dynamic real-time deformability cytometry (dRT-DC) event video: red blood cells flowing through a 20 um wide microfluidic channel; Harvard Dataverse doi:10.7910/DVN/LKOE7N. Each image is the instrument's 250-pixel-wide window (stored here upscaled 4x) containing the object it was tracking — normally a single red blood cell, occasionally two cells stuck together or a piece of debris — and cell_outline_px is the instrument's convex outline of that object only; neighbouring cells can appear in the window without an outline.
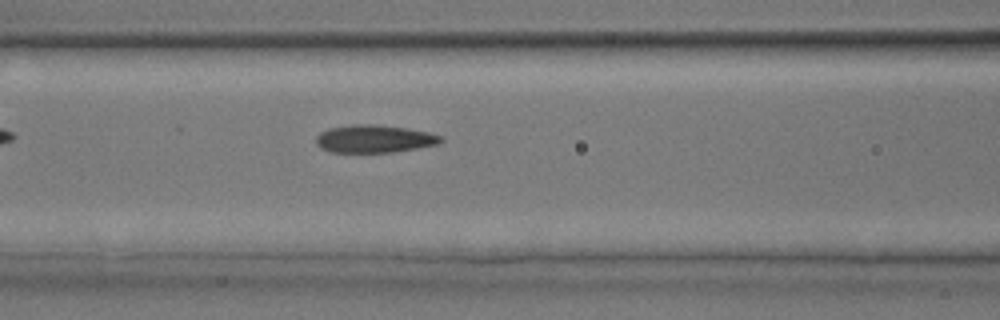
{"species": "common noctule bat (a hibernating species)", "species_latin": "Nyctalus noctula", "temperature_condition": "room temperature", "stored_images_in_passage": 3, "camera_frame_rate_fps": 3000, "um_per_image_px": 0.085, "animal": {"sex": "male", "body_mass_g": 17.9, "forearm_length_mm": 54.2}, "frame": {"image": 1, "passage_image": 3, "time_ms": 2.333, "image_size_px": [1000, 320], "cell_outline_px": [[444, 140], [436, 144], [416, 148], [392, 152], [332, 152], [320, 148], [316, 144], [316, 136], [320, 132], [328, 128], [352, 124], [376, 124], [408, 128], [428, 132], [444, 136]], "centroid_in_image_um": [31.8, 11.79], "position_along_channel_um": 134.8, "area_um2": 20.29}}